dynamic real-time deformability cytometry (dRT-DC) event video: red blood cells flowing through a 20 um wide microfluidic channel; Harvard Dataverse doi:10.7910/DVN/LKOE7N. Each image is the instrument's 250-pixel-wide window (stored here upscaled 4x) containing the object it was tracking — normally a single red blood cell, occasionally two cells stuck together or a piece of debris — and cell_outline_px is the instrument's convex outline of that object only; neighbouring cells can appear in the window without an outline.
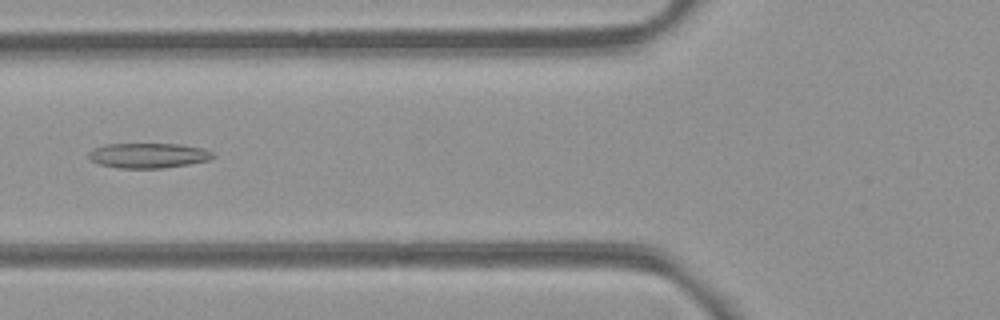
{"species": "common noctule bat (a hibernating species)", "species_latin": "Nyctalus noctula", "temperature_condition": "room temperature", "stored_images_in_passage": 42, "camera_frame_rate_fps": 3000, "um_per_image_px": 0.085, "animal": {"sex": "female", "body_mass_g": 21.9}, "frame": {"image": 1, "passage_image": 9, "time_ms": 2.667, "image_size_px": [1000, 320], "cell_outline_px": [[216, 156], [208, 160], [188, 164], [160, 168], [120, 168], [100, 164], [92, 160], [88, 156], [88, 152], [92, 148], [104, 144], [180, 144], [204, 148], [212, 152]], "centroid_in_image_um": [12.6, 13.2], "position_along_channel_um": 113.2, "area_um2": 18.09}}
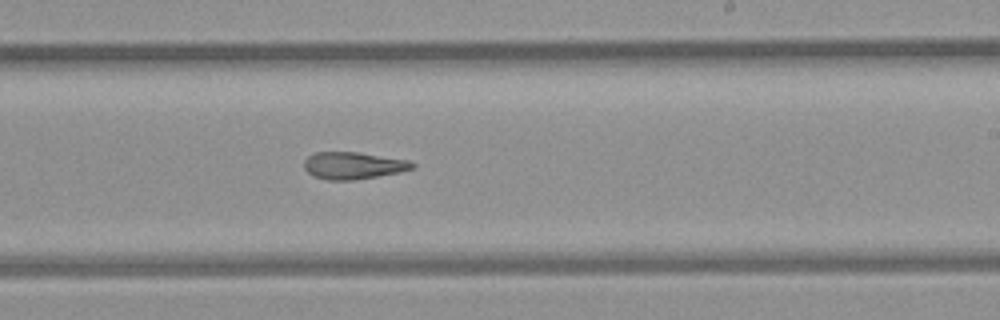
{"frame": {"image": 2, "passage_image": 20, "time_ms": 6.333, "image_size_px": [1000, 320], "cell_outline_px": [[416, 168], [400, 172], [352, 180], [328, 180], [312, 176], [304, 168], [304, 160], [308, 156], [316, 152], [356, 152], [408, 160], [416, 164]], "centroid_in_image_um": [30.02, 14.07], "position_along_channel_um": 259.0, "area_um2": 17.05}}
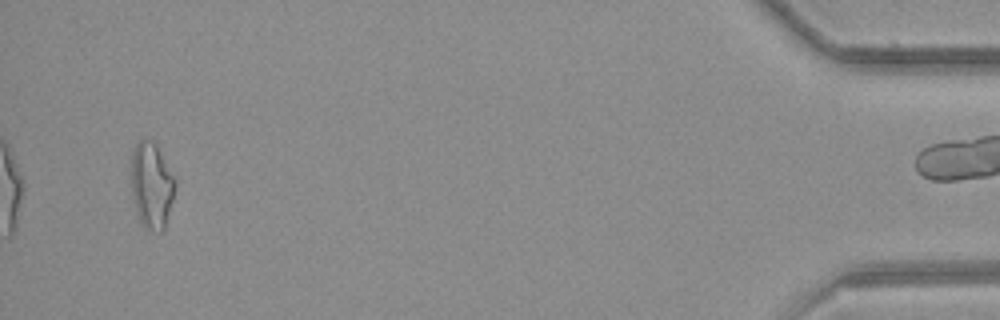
{"frame": {"image": 3, "passage_image": 39, "time_ms": 12.667, "image_size_px": [1000, 320], "cell_outline_px": [[176, 184], [164, 232], [152, 232], [144, 228], [140, 220], [136, 208], [128, 176], [132, 152], [136, 144], [144, 136], [152, 140], [156, 144], [176, 180]], "centroid_in_image_um": [12.85, 15.73], "position_along_channel_um": 422.3, "area_um2": 22.6}, "authors_computed_cell_mechanics": {"area_um2": 18.207, "velocity_mm_per_s": 3.9739, "shape_relaxation_time_tau1_ms": null, "shape_relaxation_time_tau2_ms": 6.2712, "deformation_change_tau1": null, "deformation_change_tau2": 0.1838}}